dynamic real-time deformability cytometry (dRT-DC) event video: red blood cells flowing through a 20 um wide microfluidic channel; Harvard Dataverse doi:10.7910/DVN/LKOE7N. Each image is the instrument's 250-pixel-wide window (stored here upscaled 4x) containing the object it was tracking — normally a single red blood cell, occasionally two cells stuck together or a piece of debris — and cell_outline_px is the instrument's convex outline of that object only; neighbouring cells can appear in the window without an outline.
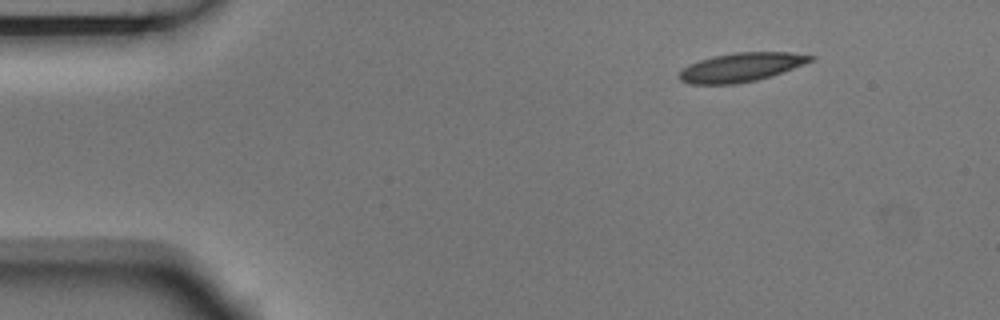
{"species": "Egyptian fruit bat (a non-hibernating species)", "species_latin": "Rousettus aegyptiacus", "temperature_condition": "room temperature", "stored_images_in_passage": 5, "segment_of_instrument_passage": [2, 2], "camera_frame_rate_fps": 3000, "um_per_image_px": 0.085, "animal": {"sex": "male"}, "frame": {"image": 1, "passage_image": 5, "time_ms": 1.333, "image_size_px": [1000, 320], "cell_outline_px": [[816, 56], [812, 60], [804, 64], [772, 76], [756, 80], [736, 84], [688, 84], [680, 80], [676, 76], [684, 68], [700, 60], [712, 56], [732, 52], [788, 52]], "centroid_in_image_um": [62.98, 5.72], "position_along_channel_um": 22.0, "area_um2": 22.08}}